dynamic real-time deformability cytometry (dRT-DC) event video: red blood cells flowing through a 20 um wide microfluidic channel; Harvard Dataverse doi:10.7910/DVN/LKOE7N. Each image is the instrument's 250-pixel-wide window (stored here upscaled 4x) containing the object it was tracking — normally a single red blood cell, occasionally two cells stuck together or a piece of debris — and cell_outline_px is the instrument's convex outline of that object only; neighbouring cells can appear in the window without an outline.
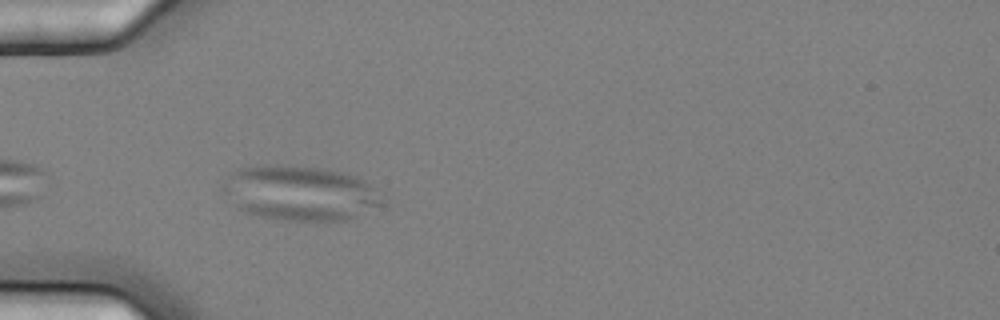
{"species": "common noctule bat (a hibernating species)", "species_latin": "Nyctalus noctula", "temperature_condition": "cold", "stored_images_in_passage": 9, "camera_frame_rate_fps": 3000, "um_per_image_px": 0.085, "animal": {"sex": "female", "body_mass_g": 25.1}, "frame": {"image": 1, "passage_image": 5, "time_ms": 1.333, "image_size_px": [1000, 320], "cell_outline_px": [[388, 204], [348, 220], [288, 220], [260, 216], [244, 212], [236, 208], [220, 188], [232, 172], [236, 168], [264, 164], [280, 164], [320, 168], [344, 172], [356, 176], [364, 180]], "centroid_in_image_um": [25.49, 16.4], "position_along_channel_um": 59.5, "area_um2": 51.33}}